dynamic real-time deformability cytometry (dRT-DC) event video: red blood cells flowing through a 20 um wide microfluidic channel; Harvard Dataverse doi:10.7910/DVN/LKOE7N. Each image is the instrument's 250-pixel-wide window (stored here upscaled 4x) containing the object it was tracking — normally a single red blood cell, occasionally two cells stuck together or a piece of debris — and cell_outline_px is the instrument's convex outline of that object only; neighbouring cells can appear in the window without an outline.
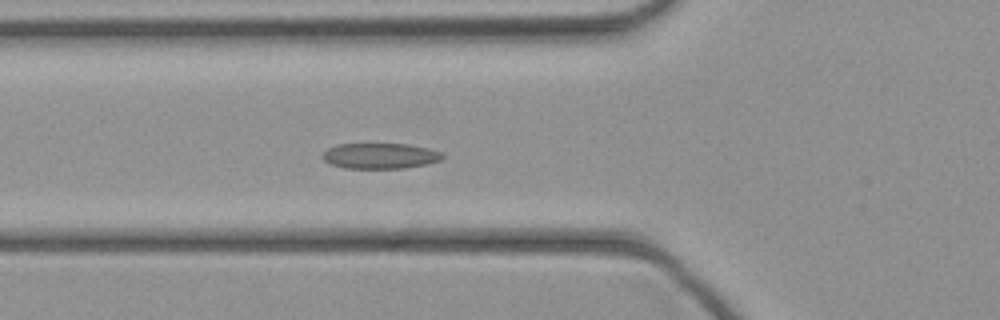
{"species": "common noctule bat (a hibernating species)", "species_latin": "Nyctalus noctula", "temperature_condition": "cold", "stored_images_in_passage": 35, "camera_frame_rate_fps": 3000, "um_per_image_px": 0.085, "animal": {"sex": "female", "body_mass_g": 21.9}, "frame": {"image": 1, "passage_image": 7, "time_ms": 2.0, "image_size_px": [1000, 320], "cell_outline_px": [[444, 156], [440, 160], [428, 164], [404, 168], [344, 168], [328, 164], [320, 156], [328, 148], [336, 144], [408, 144], [428, 148], [440, 152]], "centroid_in_image_um": [32.27, 13.25], "position_along_channel_um": 93.5, "area_um2": 17.98}}
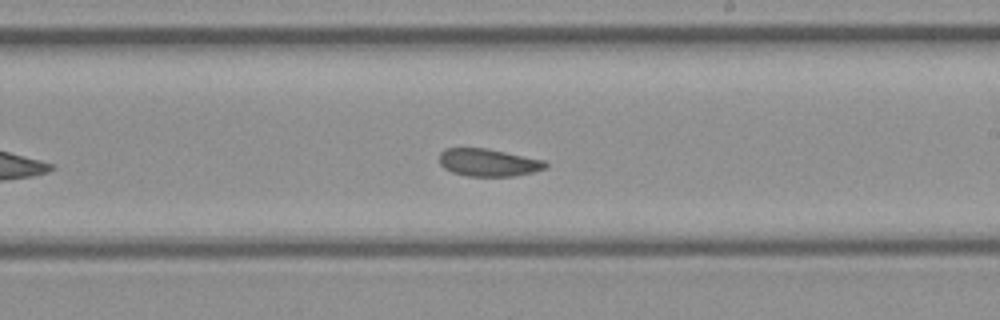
{"frame": {"image": 2, "passage_image": 17, "time_ms": 5.333, "image_size_px": [1000, 320], "cell_outline_px": [[548, 168], [516, 176], [468, 176], [452, 172], [444, 168], [440, 164], [440, 152], [444, 148], [488, 148], [544, 160], [548, 164]], "centroid_in_image_um": [41.52, 13.81], "position_along_channel_um": 247.5, "area_um2": 17.17}}
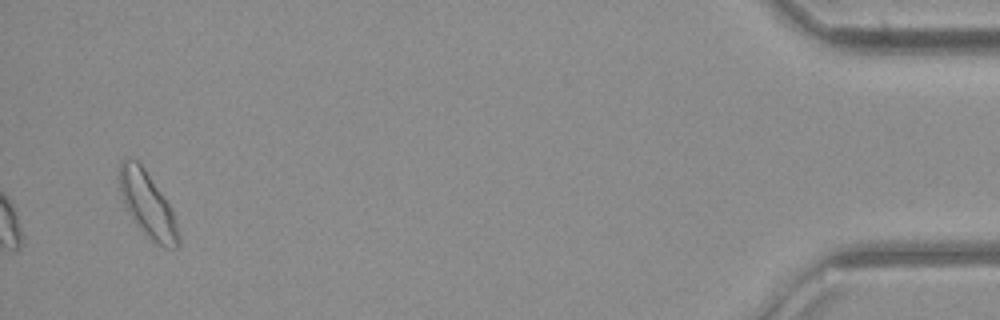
{"frame": {"image": 3, "passage_image": 34, "time_ms": 11.0, "image_size_px": [1000, 320], "cell_outline_px": [[180, 244], [176, 248], [164, 248], [156, 244], [136, 224], [124, 204], [120, 196], [120, 160], [128, 156], [136, 160], [144, 168], [168, 204], [172, 212], [176, 224]], "centroid_in_image_um": [12.51, 17.38], "position_along_channel_um": 422.7, "area_um2": 21.91}}